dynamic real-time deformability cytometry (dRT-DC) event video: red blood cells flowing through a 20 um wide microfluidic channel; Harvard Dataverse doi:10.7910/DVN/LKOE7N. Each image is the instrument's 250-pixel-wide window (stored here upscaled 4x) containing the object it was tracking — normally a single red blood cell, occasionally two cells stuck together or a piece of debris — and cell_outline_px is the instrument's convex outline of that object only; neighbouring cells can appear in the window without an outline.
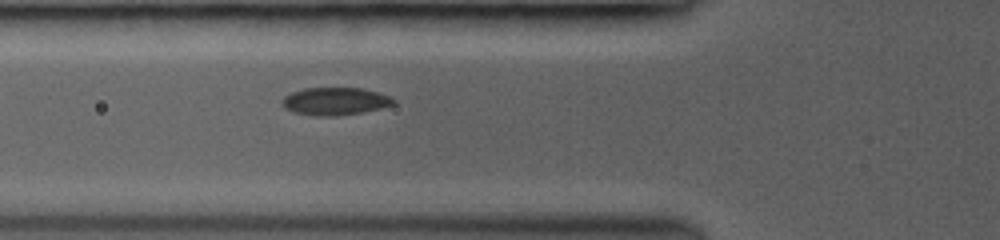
{"species": "common noctule bat (a hibernating species)", "species_latin": "Nyctalus noctula", "temperature_condition": "room temperature", "stored_images_in_passage": 6, "camera_frame_rate_fps": 3000, "um_per_image_px": 0.085, "animal": {"sex": "female", "body_mass_g": 19.0, "forearm_length_mm": 53.3}, "frame": {"image": 1, "passage_image": 6, "time_ms": 4.333, "image_size_px": [1000, 240], "cell_outline_px": [[396, 104], [380, 108], [360, 112], [336, 116], [316, 116], [292, 112], [284, 108], [280, 104], [280, 100], [284, 96], [292, 92], [304, 88], [360, 88], [376, 92], [388, 96], [396, 100]], "centroid_in_image_um": [28.42, 8.61], "position_along_channel_um": 97.4, "area_um2": 17.98}}